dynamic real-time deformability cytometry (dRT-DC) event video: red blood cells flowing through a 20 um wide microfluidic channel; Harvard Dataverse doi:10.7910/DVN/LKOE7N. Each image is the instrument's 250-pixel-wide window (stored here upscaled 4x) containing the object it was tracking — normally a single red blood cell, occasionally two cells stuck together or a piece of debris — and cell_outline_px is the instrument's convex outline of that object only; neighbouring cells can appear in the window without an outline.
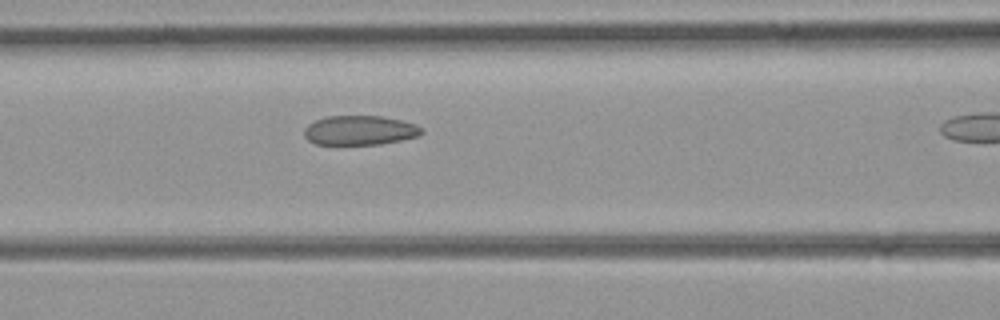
{"species": "common noctule bat (a hibernating species)", "species_latin": "Nyctalus noctula", "temperature_condition": "room temperature", "stored_images_in_passage": 11, "camera_frame_rate_fps": 3000, "um_per_image_px": 0.085, "animal": {"sex": "female", "body_mass_g": 21.9}, "frame": {"image": 1, "passage_image": 10, "time_ms": 3.0, "image_size_px": [1000, 320], "cell_outline_px": [[424, 132], [416, 136], [400, 140], [380, 144], [316, 144], [308, 140], [304, 136], [304, 128], [308, 124], [316, 120], [328, 116], [384, 116], [416, 124], [424, 128]], "centroid_in_image_um": [30.59, 11.07], "position_along_channel_um": 136.0, "area_um2": 20.11}}